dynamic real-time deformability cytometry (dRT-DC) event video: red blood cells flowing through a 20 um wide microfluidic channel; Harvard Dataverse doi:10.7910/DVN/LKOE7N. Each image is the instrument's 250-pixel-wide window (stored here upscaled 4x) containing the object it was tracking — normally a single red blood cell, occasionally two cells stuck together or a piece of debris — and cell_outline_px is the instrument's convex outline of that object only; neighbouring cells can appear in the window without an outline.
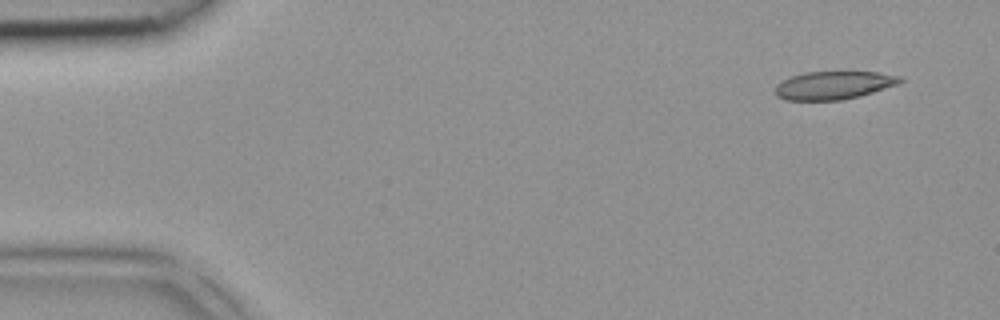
{"species": "common noctule bat (a hibernating species)", "species_latin": "Nyctalus noctula", "temperature_condition": "room temperature", "stored_images_in_passage": 4, "camera_frame_rate_fps": 3000, "um_per_image_px": 0.085, "animal": {"sex": "female", "body_mass_g": 18.4}, "frame": {"image": 1, "passage_image": 1, "time_ms": 0.0, "image_size_px": [1000, 320], "cell_outline_px": [[904, 80], [900, 84], [860, 96], [840, 100], [784, 100], [776, 96], [776, 84], [792, 76], [804, 72], [880, 72], [900, 76]], "centroid_in_image_um": [70.9, 7.25], "position_along_channel_um": 14.1, "area_um2": 20.52}}